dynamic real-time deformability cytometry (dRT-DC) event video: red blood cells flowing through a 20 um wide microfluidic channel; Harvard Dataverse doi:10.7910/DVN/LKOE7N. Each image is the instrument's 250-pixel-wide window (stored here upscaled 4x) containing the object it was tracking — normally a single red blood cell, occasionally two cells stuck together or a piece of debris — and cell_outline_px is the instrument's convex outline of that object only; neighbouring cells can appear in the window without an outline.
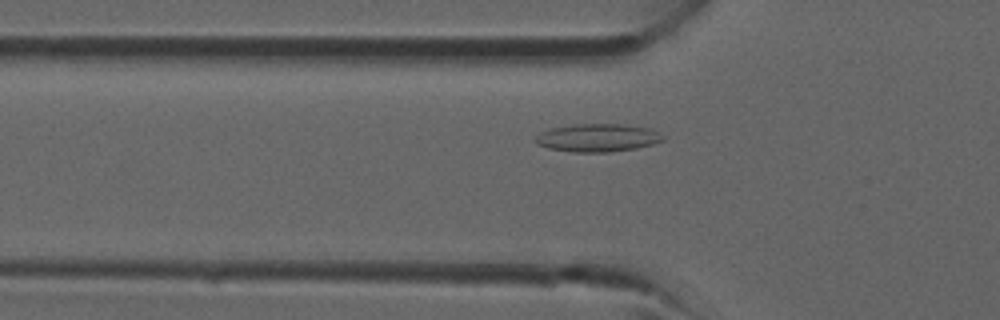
{"species": "common noctule bat (a hibernating species)", "species_latin": "Nyctalus noctula", "temperature_condition": "room temperature", "stored_images_in_passage": 29, "camera_frame_rate_fps": 3000, "um_per_image_px": 0.085, "animal": {"sex": "male", "forearm_length_mm": 52.5}, "frame": {"image": 1, "passage_image": 7, "time_ms": 2.0, "image_size_px": [1000, 320], "cell_outline_px": [[664, 140], [652, 144], [636, 148], [612, 152], [572, 152], [548, 148], [536, 144], [532, 140], [540, 132], [552, 128], [572, 124], [628, 124], [652, 128], [664, 136]], "centroid_in_image_um": [50.79, 11.7], "position_along_channel_um": 75.0, "area_um2": 21.1}}
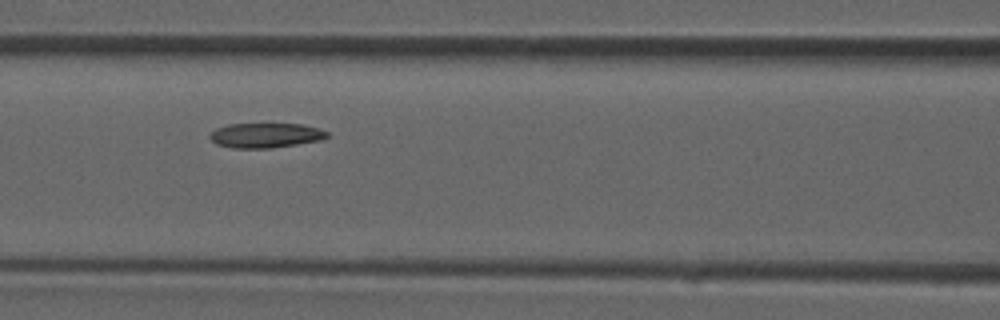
{"frame": {"image": 2, "passage_image": 11, "time_ms": 3.333, "image_size_px": [1000, 320], "cell_outline_px": [[328, 136], [320, 140], [272, 148], [232, 148], [216, 144], [208, 136], [216, 128], [228, 124], [300, 124], [316, 128], [328, 132]], "centroid_in_image_um": [22.53, 11.51], "position_along_channel_um": 144.1, "area_um2": 16.76}}
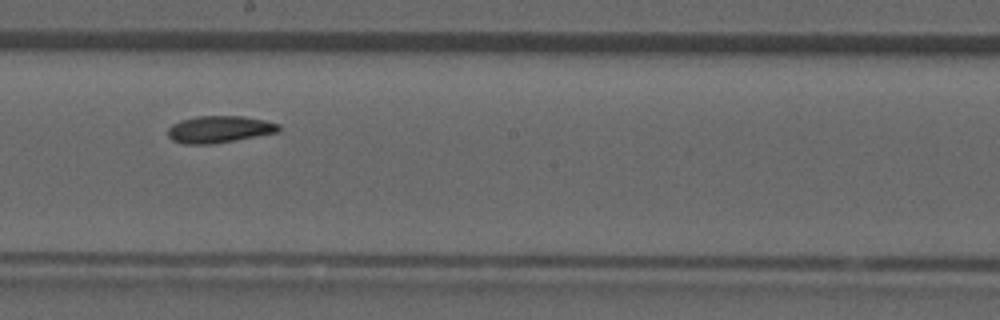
{"frame": {"image": 3, "passage_image": 16, "time_ms": 5.0, "image_size_px": [1000, 320], "cell_outline_px": [[280, 132], [236, 140], [212, 144], [184, 144], [172, 140], [168, 136], [168, 128], [172, 124], [180, 120], [196, 116], [244, 116], [264, 120], [280, 124]], "centroid_in_image_um": [18.65, 10.99], "position_along_channel_um": 229.6, "area_um2": 17.57}}